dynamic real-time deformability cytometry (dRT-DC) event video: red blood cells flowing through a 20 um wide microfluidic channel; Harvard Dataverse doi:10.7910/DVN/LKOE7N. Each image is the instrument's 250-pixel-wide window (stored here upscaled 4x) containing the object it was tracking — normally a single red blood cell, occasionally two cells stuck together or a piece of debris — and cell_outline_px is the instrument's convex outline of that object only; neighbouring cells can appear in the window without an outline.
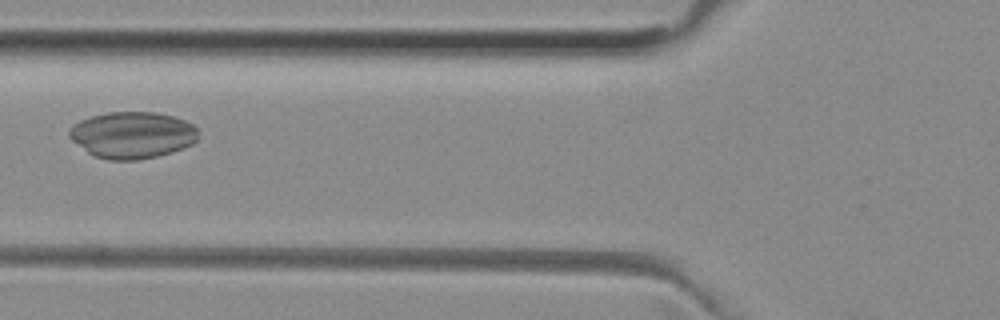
{"species": "common noctule bat (a hibernating species)", "species_latin": "Nyctalus noctula", "temperature_condition": "room temperature", "stored_images_in_passage": 7, "camera_frame_rate_fps": 3000, "um_per_image_px": 0.085, "animal": {"sex": "female", "body_mass_g": 29.2, "forearm_length_mm": 56.3}, "frame": {"image": 1, "passage_image": 6, "time_ms": 1.667, "image_size_px": [1000, 320], "cell_outline_px": [[196, 140], [192, 144], [184, 148], [172, 152], [156, 156], [136, 160], [108, 160], [96, 156], [88, 152], [72, 140], [68, 136], [68, 132], [72, 124], [80, 120], [92, 116], [108, 112], [156, 112], [172, 116], [184, 120], [192, 124], [196, 128]], "centroid_in_image_um": [11.23, 11.47], "position_along_channel_um": 114.6, "area_um2": 34.91}}
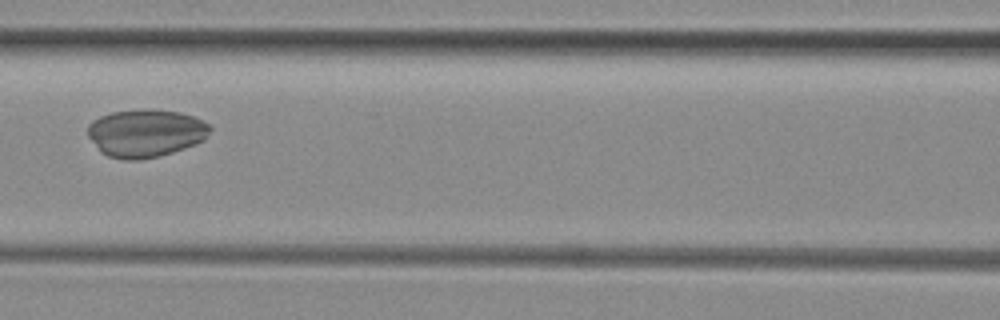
{"frame": {"image": 2, "passage_image": 7, "time_ms": 2.0, "image_size_px": [1000, 320], "cell_outline_px": [[212, 128], [204, 140], [196, 144], [160, 156], [140, 160], [124, 160], [108, 156], [100, 152], [88, 136], [88, 124], [92, 120], [100, 116], [112, 112], [180, 112], [192, 116], [208, 124]], "centroid_in_image_um": [12.36, 11.37], "position_along_channel_um": 154.2, "area_um2": 33.29}}